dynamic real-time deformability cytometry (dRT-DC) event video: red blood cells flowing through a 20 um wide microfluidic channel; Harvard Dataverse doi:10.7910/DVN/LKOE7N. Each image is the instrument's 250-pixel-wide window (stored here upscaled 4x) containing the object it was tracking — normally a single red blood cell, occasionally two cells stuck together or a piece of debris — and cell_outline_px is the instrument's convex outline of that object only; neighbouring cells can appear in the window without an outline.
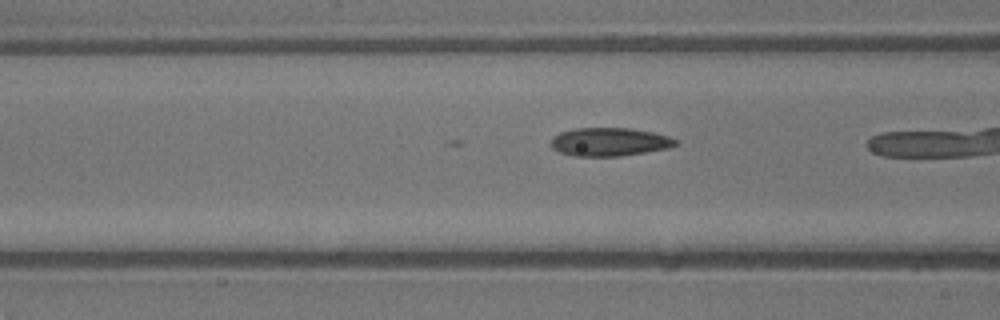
{"species": "common noctule bat (a hibernating species)", "species_latin": "Nyctalus noctula", "temperature_condition": "warm", "stored_images_in_passage": 23, "camera_frame_rate_fps": 3000, "um_per_image_px": 0.085, "animal": {"sex": "male", "body_mass_g": 13.3}, "frame": {"image": 1, "passage_image": 16, "time_ms": 5.0, "image_size_px": [1000, 320], "cell_outline_px": [[680, 144], [668, 148], [620, 156], [572, 156], [560, 152], [552, 148], [548, 144], [552, 136], [560, 132], [576, 128], [628, 128], [652, 132], [668, 136], [680, 140]], "centroid_in_image_um": [51.79, 12.06], "position_along_channel_um": 114.8, "area_um2": 20.81}}
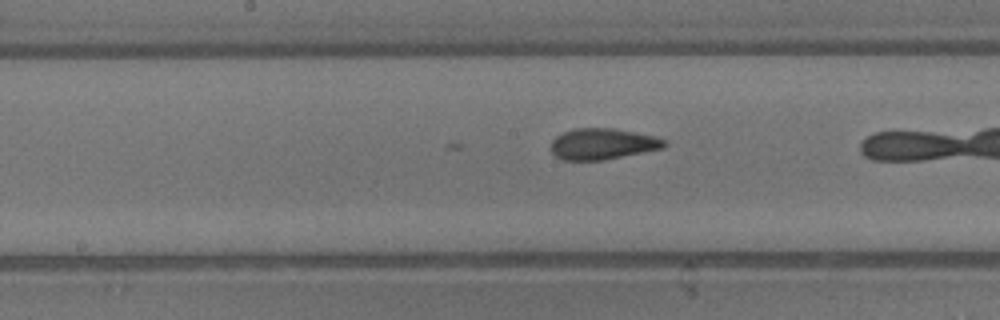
{"frame": {"image": 2, "passage_image": 22, "time_ms": 7.0, "image_size_px": [1000, 320], "cell_outline_px": [[668, 144], [664, 148], [604, 160], [564, 160], [556, 156], [552, 152], [552, 140], [556, 136], [564, 132], [576, 128], [612, 128], [656, 136], [668, 140]], "centroid_in_image_um": [51.27, 12.23], "position_along_channel_um": 196.9, "area_um2": 20.58}}